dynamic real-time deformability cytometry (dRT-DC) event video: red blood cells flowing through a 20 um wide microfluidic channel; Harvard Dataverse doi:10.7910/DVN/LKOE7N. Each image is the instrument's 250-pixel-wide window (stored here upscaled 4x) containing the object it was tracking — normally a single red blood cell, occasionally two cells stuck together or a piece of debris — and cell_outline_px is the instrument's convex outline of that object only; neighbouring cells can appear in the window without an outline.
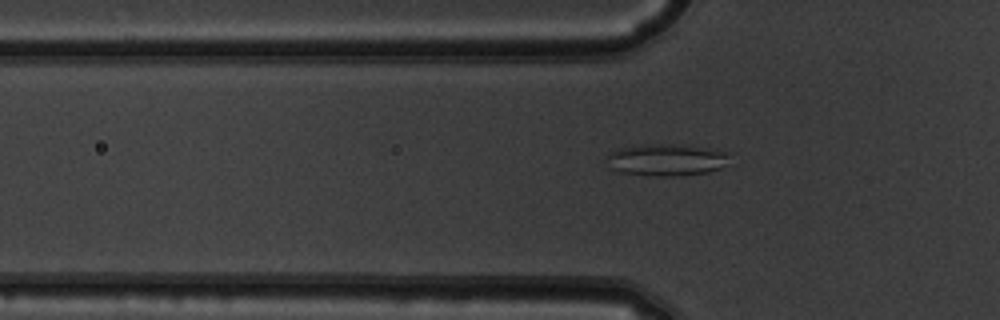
{"species": "common noctule bat (a hibernating species)", "species_latin": "Nyctalus noctula", "temperature_condition": "warm", "stored_images_in_passage": 36, "camera_frame_rate_fps": 3000, "um_per_image_px": 0.085, "animal": {"sex": "male", "body_mass_g": 19.5, "forearm_length_mm": 54.6}, "frame": {"image": 1, "passage_image": 2, "time_ms": 0.333, "image_size_px": [1000, 320], "cell_outline_px": [[732, 152], [724, 164], [720, 168], [708, 172], [680, 176], [652, 176], [620, 172], [612, 168], [608, 156], [608, 152], [620, 148], [640, 144], [688, 144], [716, 148]], "centroid_in_image_um": [56.73, 13.56], "position_along_channel_um": 69.1, "area_um2": 23.29}}
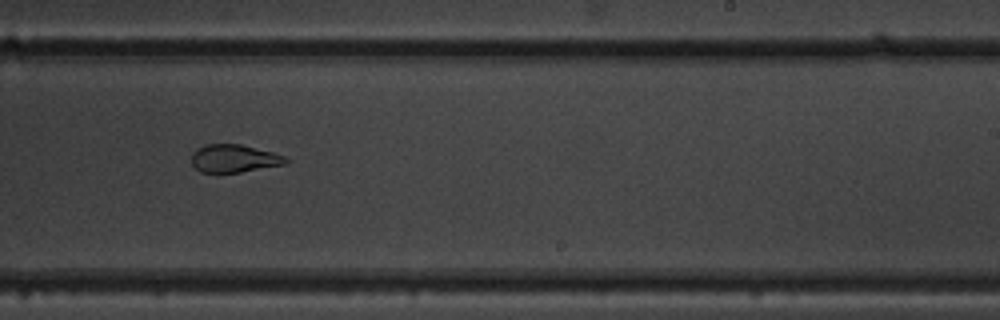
{"frame": {"image": 2, "passage_image": 17, "time_ms": 5.333, "image_size_px": [1000, 320], "cell_outline_px": [[292, 160], [284, 164], [240, 172], [200, 172], [192, 164], [192, 152], [196, 148], [204, 144], [240, 144], [272, 152], [284, 156]], "centroid_in_image_um": [19.88, 13.46], "position_along_channel_um": 269.1, "area_um2": 15.26}}
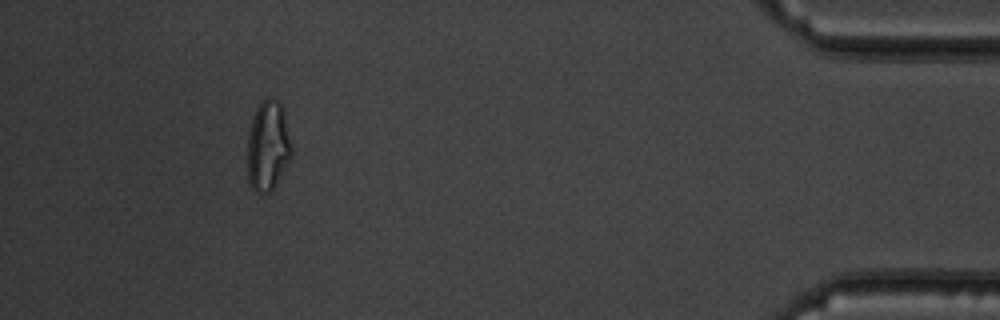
{"frame": {"image": 3, "passage_image": 32, "time_ms": 10.333, "image_size_px": [1000, 320], "cell_outline_px": [[292, 156], [276, 184], [268, 192], [256, 192], [248, 184], [248, 132], [256, 108], [268, 96], [272, 96], [284, 108], [292, 148]], "centroid_in_image_um": [22.78, 12.38], "position_along_channel_um": 412.4, "area_um2": 23.24}, "authors_computed_cell_mechanics": {"area_um2": 17.7446, "velocity_mm_per_s": 4.0092, "shape_relaxation_time_tau1_ms": null, "shape_relaxation_time_tau2_ms": 0.7269, "deformation_change_tau1": null, "deformation_change_tau2": 0.0492}}